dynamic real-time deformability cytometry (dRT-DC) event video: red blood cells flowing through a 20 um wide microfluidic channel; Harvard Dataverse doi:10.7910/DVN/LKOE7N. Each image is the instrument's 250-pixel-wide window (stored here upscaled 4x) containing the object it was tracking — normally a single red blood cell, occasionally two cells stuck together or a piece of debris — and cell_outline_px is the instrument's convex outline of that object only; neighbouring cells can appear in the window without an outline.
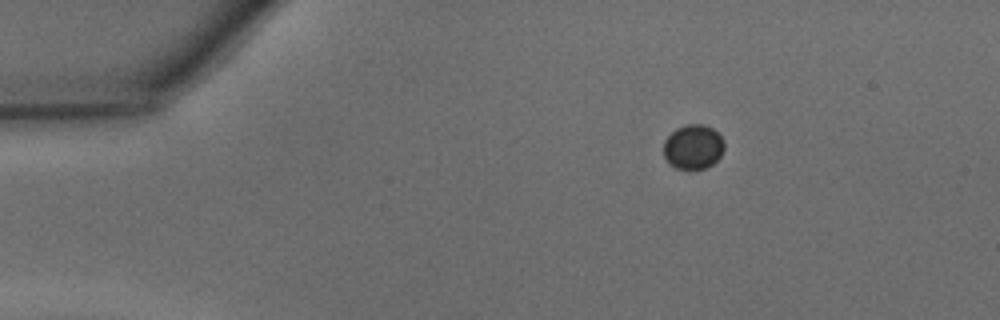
{"species": "common noctule bat (a hibernating species)", "species_latin": "Nyctalus noctula", "temperature_condition": "warm", "stored_images_in_passage": 40, "camera_frame_rate_fps": 3000, "um_per_image_px": 0.085, "animal": {"sex": "male", "body_mass_g": 15.6}, "frame": {"image": 1, "passage_image": 1, "time_ms": 0.0, "image_size_px": [1000, 320], "cell_outline_px": [[724, 148], [720, 156], [712, 164], [704, 168], [676, 168], [668, 164], [664, 156], [664, 140], [676, 128], [688, 124], [704, 124], [712, 128], [724, 140]], "centroid_in_image_um": [58.91, 12.47], "position_along_channel_um": 26.1, "area_um2": 15.66}}
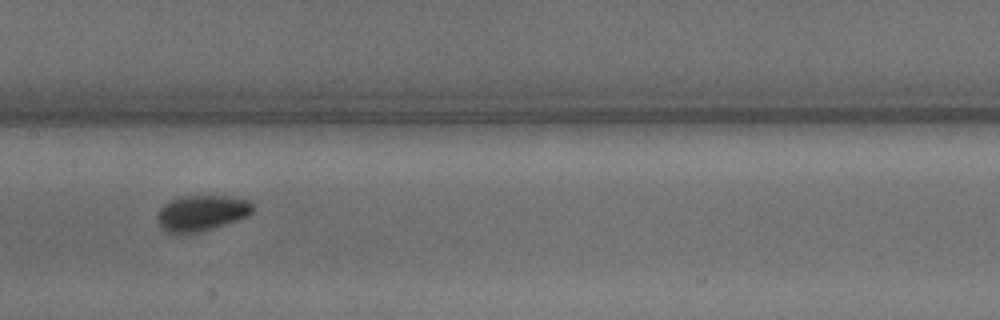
{"frame": {"image": 2, "passage_image": 17, "time_ms": 5.333, "image_size_px": [1000, 320], "cell_outline_px": [[256, 208], [248, 216], [216, 228], [176, 236], [168, 232], [156, 220], [156, 216], [160, 208], [164, 204], [180, 196], [228, 196], [248, 200]], "centroid_in_image_um": [17.14, 18.12], "position_along_channel_um": 190.3, "area_um2": 20.17}}
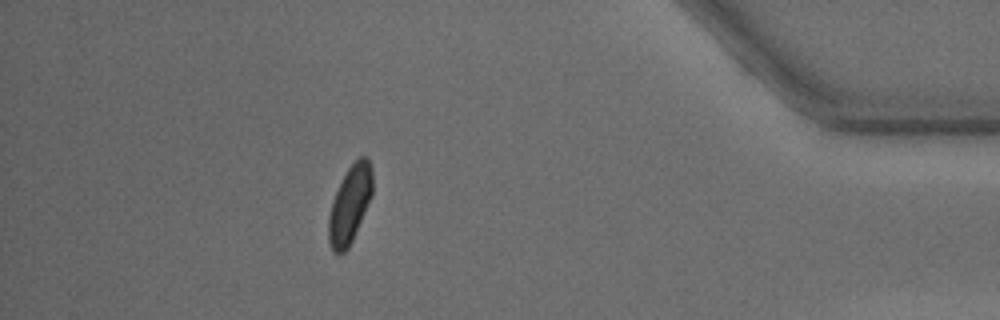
{"frame": {"image": 3, "passage_image": 35, "time_ms": 11.333, "image_size_px": [1000, 320], "cell_outline_px": [[372, 196], [352, 240], [348, 248], [344, 252], [332, 252], [328, 240], [328, 216], [332, 200], [348, 168], [360, 156], [364, 156], [368, 160], [372, 168]], "centroid_in_image_um": [29.73, 17.39], "position_along_channel_um": 405.5, "area_um2": 19.59}, "authors_computed_cell_mechanics": {"area_um2": 19.4786, "velocity_mm_per_s": 4.3465, "shape_relaxation_time_tau1_ms": null, "shape_relaxation_time_tau2_ms": 4.1453, "deformation_change_tau1": null, "deformation_change_tau2": 0.0788}}